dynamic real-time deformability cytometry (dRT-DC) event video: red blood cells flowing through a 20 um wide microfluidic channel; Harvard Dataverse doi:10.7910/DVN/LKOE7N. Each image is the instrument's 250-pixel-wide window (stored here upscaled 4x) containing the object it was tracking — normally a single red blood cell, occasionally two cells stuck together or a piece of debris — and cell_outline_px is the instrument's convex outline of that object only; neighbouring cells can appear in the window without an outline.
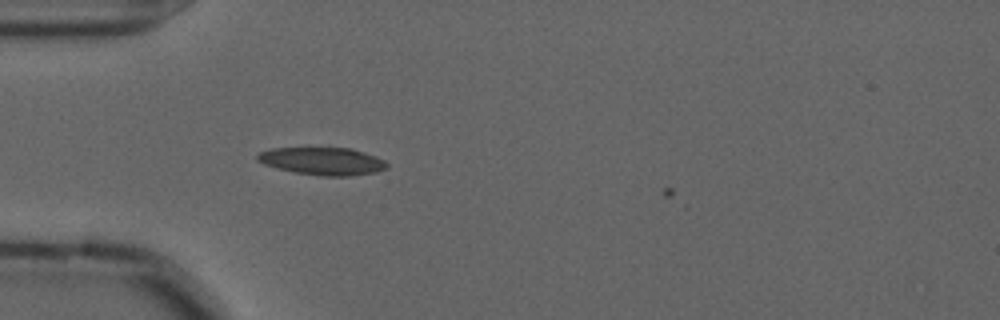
{"species": "common noctule bat (a hibernating species)", "species_latin": "Nyctalus noctula", "temperature_condition": "cold", "stored_images_in_passage": 7, "camera_frame_rate_fps": 3000, "um_per_image_px": 0.085, "animal": {"sex": "male", "forearm_length_mm": 52.5}, "frame": {"image": 1, "passage_image": 6, "time_ms": 1.667, "image_size_px": [1000, 320], "cell_outline_px": [[388, 168], [376, 172], [352, 176], [320, 176], [296, 172], [276, 168], [264, 164], [256, 160], [256, 156], [260, 152], [272, 148], [352, 148], [376, 156], [384, 160], [388, 164]], "centroid_in_image_um": [27.44, 13.7], "position_along_channel_um": 57.6, "area_um2": 20.92}}